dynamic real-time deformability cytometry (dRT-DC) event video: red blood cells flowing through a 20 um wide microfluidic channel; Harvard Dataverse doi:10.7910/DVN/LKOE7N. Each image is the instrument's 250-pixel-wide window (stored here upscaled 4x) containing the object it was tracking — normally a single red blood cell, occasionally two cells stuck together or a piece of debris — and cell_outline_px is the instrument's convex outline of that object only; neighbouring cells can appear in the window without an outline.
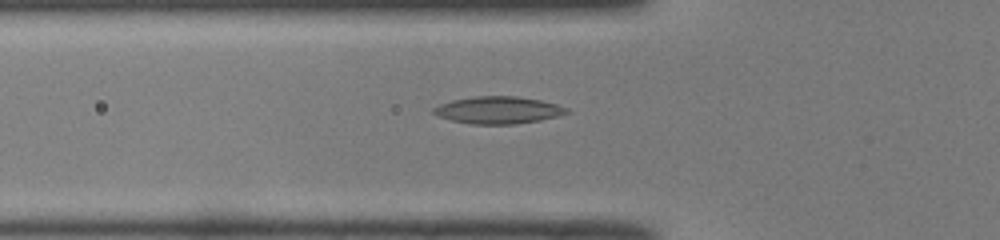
{"species": "common noctule bat (a hibernating species)", "species_latin": "Nyctalus noctula", "temperature_condition": "room temperature", "stored_images_in_passage": 30, "camera_frame_rate_fps": 3000, "um_per_image_px": 0.085, "animal": {"sex": "male", "body_mass_g": 19.0, "forearm_length_mm": 50.8}, "frame": {"image": 1, "passage_image": 2, "time_ms": 0.333, "image_size_px": [1000, 240], "cell_outline_px": [[572, 112], [540, 120], [516, 124], [472, 124], [452, 120], [440, 116], [432, 112], [432, 108], [440, 104], [452, 100], [476, 96], [516, 96], [540, 100], [556, 104], [568, 108]], "centroid_in_image_um": [42.36, 9.35], "position_along_channel_um": 83.4, "area_um2": 20.98}}
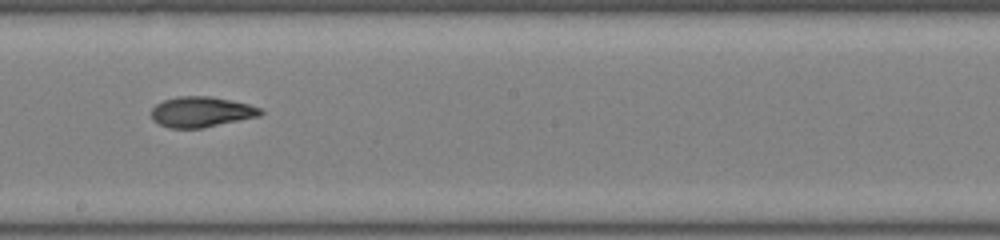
{"frame": {"image": 2, "passage_image": 13, "time_ms": 4.0, "image_size_px": [1000, 240], "cell_outline_px": [[264, 112], [260, 116], [204, 128], [168, 128], [152, 120], [152, 108], [156, 104], [164, 100], [176, 96], [208, 96], [248, 104], [260, 108]], "centroid_in_image_um": [17.1, 9.52], "position_along_channel_um": 231.1, "area_um2": 19.36}}
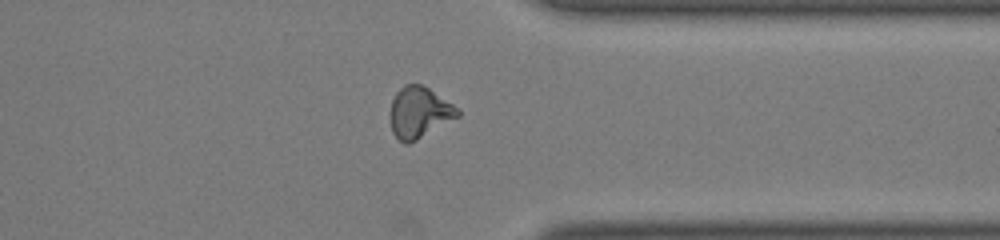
{"frame": {"image": 3, "passage_image": 24, "time_ms": 7.667, "image_size_px": [1000, 240], "cell_outline_px": [[460, 116], [416, 140], [408, 144], [404, 144], [392, 132], [392, 100], [396, 92], [404, 84], [420, 84], [428, 88], [452, 104], [460, 112]], "centroid_in_image_um": [35.64, 9.56], "position_along_channel_um": 375.8, "area_um2": 19.59}, "authors_computed_cell_mechanics": {"area_um2": 19.4208, "velocity_mm_per_s": 4.0292, "shape_relaxation_time_tau1_ms": null, "shape_relaxation_time_tau2_ms": 2.7502, "deformation_change_tau1": null, "deformation_change_tau2": 0.0902}}